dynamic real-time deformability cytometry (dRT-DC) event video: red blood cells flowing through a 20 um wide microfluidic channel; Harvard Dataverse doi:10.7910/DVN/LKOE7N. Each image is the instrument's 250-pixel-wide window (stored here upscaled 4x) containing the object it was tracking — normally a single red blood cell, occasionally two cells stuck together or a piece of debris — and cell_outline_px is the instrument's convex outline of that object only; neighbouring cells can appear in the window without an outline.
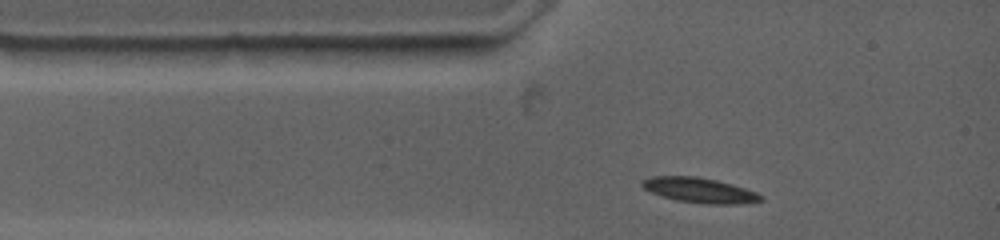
{"species": "common noctule bat (a hibernating species)", "species_latin": "Nyctalus noctula", "temperature_condition": "warm", "stored_images_in_passage": 3, "camera_frame_rate_fps": 4500, "um_per_image_px": 0.085, "animal": {"sex": "female", "body_mass_g": 19.0, "forearm_length_mm": 53.3}, "frame": {"image": 1, "passage_image": 1, "time_ms": 0.0, "image_size_px": [1000, 240], "cell_outline_px": [[764, 200], [736, 204], [704, 204], [676, 200], [660, 196], [644, 188], [640, 184], [644, 180], [652, 176], [692, 176], [716, 180], [732, 184], [756, 192], [764, 196]], "centroid_in_image_um": [59.47, 16.18], "position_along_channel_um": 25.5, "area_um2": 17.22}}
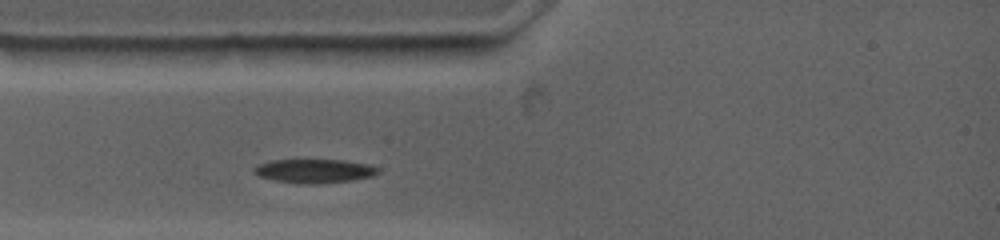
{"frame": {"image": 2, "passage_image": 2, "time_ms": 1.111, "image_size_px": [1000, 240], "cell_outline_px": [[380, 172], [372, 176], [352, 180], [312, 184], [296, 184], [276, 180], [260, 176], [252, 172], [260, 164], [272, 160], [344, 160], [368, 164], [380, 168]], "centroid_in_image_um": [26.77, 14.53], "position_along_channel_um": 58.2, "area_um2": 17.11}}